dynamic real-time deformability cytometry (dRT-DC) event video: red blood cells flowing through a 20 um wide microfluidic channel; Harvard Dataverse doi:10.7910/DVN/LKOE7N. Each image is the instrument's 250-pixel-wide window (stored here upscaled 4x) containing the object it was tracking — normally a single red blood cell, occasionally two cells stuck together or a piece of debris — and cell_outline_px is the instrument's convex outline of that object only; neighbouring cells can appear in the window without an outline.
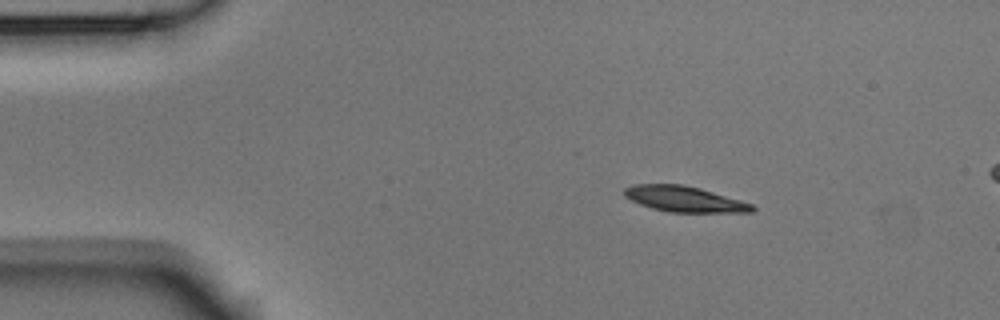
{"species": "Egyptian fruit bat (a non-hibernating species)", "species_latin": "Rousettus aegyptiacus", "temperature_condition": "room temperature", "stored_images_in_passage": 4, "camera_frame_rate_fps": 3000, "um_per_image_px": 0.085, "animal": {"sex": "male"}, "frame": {"image": 1, "passage_image": 2, "time_ms": 0.333, "image_size_px": [1000, 320], "cell_outline_px": [[756, 208], [752, 212], [672, 212], [652, 208], [640, 204], [624, 196], [624, 188], [636, 184], [684, 184], [700, 188], [740, 200], [752, 204]], "centroid_in_image_um": [58.17, 16.91], "position_along_channel_um": 26.8, "area_um2": 18.96}}